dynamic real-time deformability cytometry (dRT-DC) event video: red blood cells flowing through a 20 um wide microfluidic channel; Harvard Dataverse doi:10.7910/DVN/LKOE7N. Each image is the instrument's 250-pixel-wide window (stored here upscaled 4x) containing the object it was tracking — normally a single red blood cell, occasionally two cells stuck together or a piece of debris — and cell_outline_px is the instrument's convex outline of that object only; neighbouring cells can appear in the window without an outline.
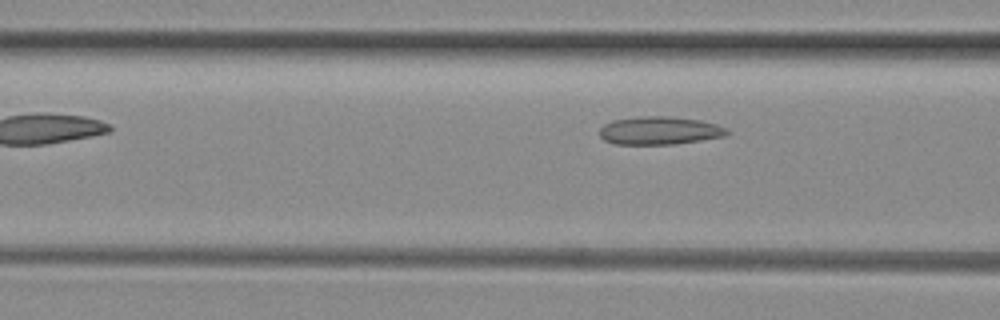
{"species": "common noctule bat (a hibernating species)", "species_latin": "Nyctalus noctula", "temperature_condition": "room temperature", "stored_images_in_passage": 8, "camera_frame_rate_fps": 3000, "um_per_image_px": 0.085, "animal": {"sex": "female", "body_mass_g": 29.2, "forearm_length_mm": 56.3}, "frame": {"image": 1, "passage_image": 8, "time_ms": 2.333, "image_size_px": [1000, 320], "cell_outline_px": [[728, 132], [724, 136], [700, 140], [672, 144], [616, 144], [604, 140], [600, 136], [600, 128], [604, 124], [612, 120], [640, 116], [668, 116], [700, 120], [716, 124], [728, 128]], "centroid_in_image_um": [56.04, 11.09], "position_along_channel_um": 110.6, "area_um2": 20.75}}